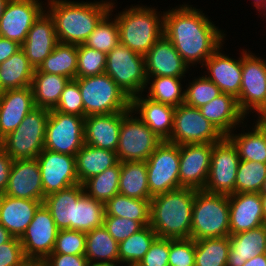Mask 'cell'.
<instances>
[{
	"label": "cell",
	"mask_w": 266,
	"mask_h": 266,
	"mask_svg": "<svg viewBox=\"0 0 266 266\" xmlns=\"http://www.w3.org/2000/svg\"><path fill=\"white\" fill-rule=\"evenodd\" d=\"M200 9L180 5L163 13L164 35L189 66L205 61L223 44V34Z\"/></svg>",
	"instance_id": "obj_1"
},
{
	"label": "cell",
	"mask_w": 266,
	"mask_h": 266,
	"mask_svg": "<svg viewBox=\"0 0 266 266\" xmlns=\"http://www.w3.org/2000/svg\"><path fill=\"white\" fill-rule=\"evenodd\" d=\"M48 12L53 19L60 43L84 44L98 23L110 13L111 1L77 3L49 0ZM50 5V6H49Z\"/></svg>",
	"instance_id": "obj_2"
},
{
	"label": "cell",
	"mask_w": 266,
	"mask_h": 266,
	"mask_svg": "<svg viewBox=\"0 0 266 266\" xmlns=\"http://www.w3.org/2000/svg\"><path fill=\"white\" fill-rule=\"evenodd\" d=\"M197 190L181 187L150 199V226L160 238H190Z\"/></svg>",
	"instance_id": "obj_3"
},
{
	"label": "cell",
	"mask_w": 266,
	"mask_h": 266,
	"mask_svg": "<svg viewBox=\"0 0 266 266\" xmlns=\"http://www.w3.org/2000/svg\"><path fill=\"white\" fill-rule=\"evenodd\" d=\"M155 8L133 6L116 15L119 43L145 55L164 35V16Z\"/></svg>",
	"instance_id": "obj_4"
},
{
	"label": "cell",
	"mask_w": 266,
	"mask_h": 266,
	"mask_svg": "<svg viewBox=\"0 0 266 266\" xmlns=\"http://www.w3.org/2000/svg\"><path fill=\"white\" fill-rule=\"evenodd\" d=\"M230 235L228 195L195 192L190 238H221Z\"/></svg>",
	"instance_id": "obj_5"
},
{
	"label": "cell",
	"mask_w": 266,
	"mask_h": 266,
	"mask_svg": "<svg viewBox=\"0 0 266 266\" xmlns=\"http://www.w3.org/2000/svg\"><path fill=\"white\" fill-rule=\"evenodd\" d=\"M84 105V117L131 109V99L106 73L76 78Z\"/></svg>",
	"instance_id": "obj_6"
},
{
	"label": "cell",
	"mask_w": 266,
	"mask_h": 266,
	"mask_svg": "<svg viewBox=\"0 0 266 266\" xmlns=\"http://www.w3.org/2000/svg\"><path fill=\"white\" fill-rule=\"evenodd\" d=\"M49 114L50 110L35 107L14 131L3 138V150L13 160L37 158L44 149Z\"/></svg>",
	"instance_id": "obj_7"
},
{
	"label": "cell",
	"mask_w": 266,
	"mask_h": 266,
	"mask_svg": "<svg viewBox=\"0 0 266 266\" xmlns=\"http://www.w3.org/2000/svg\"><path fill=\"white\" fill-rule=\"evenodd\" d=\"M105 73L132 99L146 89L145 56L118 43L106 55ZM141 92V93H140Z\"/></svg>",
	"instance_id": "obj_8"
},
{
	"label": "cell",
	"mask_w": 266,
	"mask_h": 266,
	"mask_svg": "<svg viewBox=\"0 0 266 266\" xmlns=\"http://www.w3.org/2000/svg\"><path fill=\"white\" fill-rule=\"evenodd\" d=\"M132 113L130 109L122 114L116 150L119 162L146 161L163 141L139 117L134 118Z\"/></svg>",
	"instance_id": "obj_9"
},
{
	"label": "cell",
	"mask_w": 266,
	"mask_h": 266,
	"mask_svg": "<svg viewBox=\"0 0 266 266\" xmlns=\"http://www.w3.org/2000/svg\"><path fill=\"white\" fill-rule=\"evenodd\" d=\"M224 137L199 108L183 103L175 108L173 130L167 141L178 145L217 143Z\"/></svg>",
	"instance_id": "obj_10"
},
{
	"label": "cell",
	"mask_w": 266,
	"mask_h": 266,
	"mask_svg": "<svg viewBox=\"0 0 266 266\" xmlns=\"http://www.w3.org/2000/svg\"><path fill=\"white\" fill-rule=\"evenodd\" d=\"M149 191L152 196L181 188L179 145L162 141L146 160Z\"/></svg>",
	"instance_id": "obj_11"
},
{
	"label": "cell",
	"mask_w": 266,
	"mask_h": 266,
	"mask_svg": "<svg viewBox=\"0 0 266 266\" xmlns=\"http://www.w3.org/2000/svg\"><path fill=\"white\" fill-rule=\"evenodd\" d=\"M84 119L83 116L50 110L44 149L75 156L85 144Z\"/></svg>",
	"instance_id": "obj_12"
},
{
	"label": "cell",
	"mask_w": 266,
	"mask_h": 266,
	"mask_svg": "<svg viewBox=\"0 0 266 266\" xmlns=\"http://www.w3.org/2000/svg\"><path fill=\"white\" fill-rule=\"evenodd\" d=\"M241 54L242 82L238 105L245 116L249 110L261 115L266 110V60L244 49Z\"/></svg>",
	"instance_id": "obj_13"
},
{
	"label": "cell",
	"mask_w": 266,
	"mask_h": 266,
	"mask_svg": "<svg viewBox=\"0 0 266 266\" xmlns=\"http://www.w3.org/2000/svg\"><path fill=\"white\" fill-rule=\"evenodd\" d=\"M239 162L237 150L226 136L214 143L209 175L203 191L213 194H234Z\"/></svg>",
	"instance_id": "obj_14"
},
{
	"label": "cell",
	"mask_w": 266,
	"mask_h": 266,
	"mask_svg": "<svg viewBox=\"0 0 266 266\" xmlns=\"http://www.w3.org/2000/svg\"><path fill=\"white\" fill-rule=\"evenodd\" d=\"M58 231L50 211L42 204L20 238L24 255L31 264L42 263L52 253Z\"/></svg>",
	"instance_id": "obj_15"
},
{
	"label": "cell",
	"mask_w": 266,
	"mask_h": 266,
	"mask_svg": "<svg viewBox=\"0 0 266 266\" xmlns=\"http://www.w3.org/2000/svg\"><path fill=\"white\" fill-rule=\"evenodd\" d=\"M44 198L70 186L79 184L76 159L48 149L38 155Z\"/></svg>",
	"instance_id": "obj_16"
},
{
	"label": "cell",
	"mask_w": 266,
	"mask_h": 266,
	"mask_svg": "<svg viewBox=\"0 0 266 266\" xmlns=\"http://www.w3.org/2000/svg\"><path fill=\"white\" fill-rule=\"evenodd\" d=\"M43 11L39 0H9L0 18V36L22 45Z\"/></svg>",
	"instance_id": "obj_17"
},
{
	"label": "cell",
	"mask_w": 266,
	"mask_h": 266,
	"mask_svg": "<svg viewBox=\"0 0 266 266\" xmlns=\"http://www.w3.org/2000/svg\"><path fill=\"white\" fill-rule=\"evenodd\" d=\"M214 143L179 145L182 187L203 190L208 179Z\"/></svg>",
	"instance_id": "obj_18"
},
{
	"label": "cell",
	"mask_w": 266,
	"mask_h": 266,
	"mask_svg": "<svg viewBox=\"0 0 266 266\" xmlns=\"http://www.w3.org/2000/svg\"><path fill=\"white\" fill-rule=\"evenodd\" d=\"M5 195L44 201L42 179L37 158L13 160Z\"/></svg>",
	"instance_id": "obj_19"
},
{
	"label": "cell",
	"mask_w": 266,
	"mask_h": 266,
	"mask_svg": "<svg viewBox=\"0 0 266 266\" xmlns=\"http://www.w3.org/2000/svg\"><path fill=\"white\" fill-rule=\"evenodd\" d=\"M58 43L53 19L44 10L34 21L21 49L29 63L37 69Z\"/></svg>",
	"instance_id": "obj_20"
},
{
	"label": "cell",
	"mask_w": 266,
	"mask_h": 266,
	"mask_svg": "<svg viewBox=\"0 0 266 266\" xmlns=\"http://www.w3.org/2000/svg\"><path fill=\"white\" fill-rule=\"evenodd\" d=\"M230 234H237L264 225L260 193L228 195Z\"/></svg>",
	"instance_id": "obj_21"
},
{
	"label": "cell",
	"mask_w": 266,
	"mask_h": 266,
	"mask_svg": "<svg viewBox=\"0 0 266 266\" xmlns=\"http://www.w3.org/2000/svg\"><path fill=\"white\" fill-rule=\"evenodd\" d=\"M35 108L31 86L0 93V135L14 131L24 117Z\"/></svg>",
	"instance_id": "obj_22"
},
{
	"label": "cell",
	"mask_w": 266,
	"mask_h": 266,
	"mask_svg": "<svg viewBox=\"0 0 266 266\" xmlns=\"http://www.w3.org/2000/svg\"><path fill=\"white\" fill-rule=\"evenodd\" d=\"M144 56L147 76L184 77L189 68L165 35Z\"/></svg>",
	"instance_id": "obj_23"
},
{
	"label": "cell",
	"mask_w": 266,
	"mask_h": 266,
	"mask_svg": "<svg viewBox=\"0 0 266 266\" xmlns=\"http://www.w3.org/2000/svg\"><path fill=\"white\" fill-rule=\"evenodd\" d=\"M124 112L86 116L84 119V143L116 152Z\"/></svg>",
	"instance_id": "obj_24"
},
{
	"label": "cell",
	"mask_w": 266,
	"mask_h": 266,
	"mask_svg": "<svg viewBox=\"0 0 266 266\" xmlns=\"http://www.w3.org/2000/svg\"><path fill=\"white\" fill-rule=\"evenodd\" d=\"M221 45L204 63L208 74L205 75L215 83L222 93L238 98L242 82V57L234 60L220 52Z\"/></svg>",
	"instance_id": "obj_25"
},
{
	"label": "cell",
	"mask_w": 266,
	"mask_h": 266,
	"mask_svg": "<svg viewBox=\"0 0 266 266\" xmlns=\"http://www.w3.org/2000/svg\"><path fill=\"white\" fill-rule=\"evenodd\" d=\"M175 108L142 97V94L131 99L133 113L140 114L139 118L163 141H167L171 136Z\"/></svg>",
	"instance_id": "obj_26"
},
{
	"label": "cell",
	"mask_w": 266,
	"mask_h": 266,
	"mask_svg": "<svg viewBox=\"0 0 266 266\" xmlns=\"http://www.w3.org/2000/svg\"><path fill=\"white\" fill-rule=\"evenodd\" d=\"M42 201L21 199L0 194V224L13 237L21 238Z\"/></svg>",
	"instance_id": "obj_27"
},
{
	"label": "cell",
	"mask_w": 266,
	"mask_h": 266,
	"mask_svg": "<svg viewBox=\"0 0 266 266\" xmlns=\"http://www.w3.org/2000/svg\"><path fill=\"white\" fill-rule=\"evenodd\" d=\"M199 110L224 136L230 134L239 123H244L245 115L239 108L237 98L231 94L222 93Z\"/></svg>",
	"instance_id": "obj_28"
},
{
	"label": "cell",
	"mask_w": 266,
	"mask_h": 266,
	"mask_svg": "<svg viewBox=\"0 0 266 266\" xmlns=\"http://www.w3.org/2000/svg\"><path fill=\"white\" fill-rule=\"evenodd\" d=\"M227 266H243L258 254L266 253V225L229 235Z\"/></svg>",
	"instance_id": "obj_29"
},
{
	"label": "cell",
	"mask_w": 266,
	"mask_h": 266,
	"mask_svg": "<svg viewBox=\"0 0 266 266\" xmlns=\"http://www.w3.org/2000/svg\"><path fill=\"white\" fill-rule=\"evenodd\" d=\"M76 171L80 184L115 166L119 161L115 151L84 144L75 155Z\"/></svg>",
	"instance_id": "obj_30"
},
{
	"label": "cell",
	"mask_w": 266,
	"mask_h": 266,
	"mask_svg": "<svg viewBox=\"0 0 266 266\" xmlns=\"http://www.w3.org/2000/svg\"><path fill=\"white\" fill-rule=\"evenodd\" d=\"M83 184H76L44 198L43 204L50 211L59 230L71 229L74 222V204L84 194Z\"/></svg>",
	"instance_id": "obj_31"
},
{
	"label": "cell",
	"mask_w": 266,
	"mask_h": 266,
	"mask_svg": "<svg viewBox=\"0 0 266 266\" xmlns=\"http://www.w3.org/2000/svg\"><path fill=\"white\" fill-rule=\"evenodd\" d=\"M35 68L22 49L0 64V93L31 86Z\"/></svg>",
	"instance_id": "obj_32"
},
{
	"label": "cell",
	"mask_w": 266,
	"mask_h": 266,
	"mask_svg": "<svg viewBox=\"0 0 266 266\" xmlns=\"http://www.w3.org/2000/svg\"><path fill=\"white\" fill-rule=\"evenodd\" d=\"M119 243L108 233L104 225L86 233L85 257L89 264H113L119 262Z\"/></svg>",
	"instance_id": "obj_33"
},
{
	"label": "cell",
	"mask_w": 266,
	"mask_h": 266,
	"mask_svg": "<svg viewBox=\"0 0 266 266\" xmlns=\"http://www.w3.org/2000/svg\"><path fill=\"white\" fill-rule=\"evenodd\" d=\"M69 80L65 76L39 72L35 69L31 84L35 107L54 109Z\"/></svg>",
	"instance_id": "obj_34"
},
{
	"label": "cell",
	"mask_w": 266,
	"mask_h": 266,
	"mask_svg": "<svg viewBox=\"0 0 266 266\" xmlns=\"http://www.w3.org/2000/svg\"><path fill=\"white\" fill-rule=\"evenodd\" d=\"M235 146L240 160L266 163V127L258 120L252 131L226 136Z\"/></svg>",
	"instance_id": "obj_35"
},
{
	"label": "cell",
	"mask_w": 266,
	"mask_h": 266,
	"mask_svg": "<svg viewBox=\"0 0 266 266\" xmlns=\"http://www.w3.org/2000/svg\"><path fill=\"white\" fill-rule=\"evenodd\" d=\"M119 194L130 198L150 200L146 161L121 162Z\"/></svg>",
	"instance_id": "obj_36"
},
{
	"label": "cell",
	"mask_w": 266,
	"mask_h": 266,
	"mask_svg": "<svg viewBox=\"0 0 266 266\" xmlns=\"http://www.w3.org/2000/svg\"><path fill=\"white\" fill-rule=\"evenodd\" d=\"M77 60V45L59 42L39 65L37 70L39 72L65 76L72 80L76 79Z\"/></svg>",
	"instance_id": "obj_37"
},
{
	"label": "cell",
	"mask_w": 266,
	"mask_h": 266,
	"mask_svg": "<svg viewBox=\"0 0 266 266\" xmlns=\"http://www.w3.org/2000/svg\"><path fill=\"white\" fill-rule=\"evenodd\" d=\"M105 215L128 218L140 222L144 227L150 225V200L115 195L105 204Z\"/></svg>",
	"instance_id": "obj_38"
},
{
	"label": "cell",
	"mask_w": 266,
	"mask_h": 266,
	"mask_svg": "<svg viewBox=\"0 0 266 266\" xmlns=\"http://www.w3.org/2000/svg\"><path fill=\"white\" fill-rule=\"evenodd\" d=\"M104 216V203L84 193L74 204V222H71V229L88 233L103 225Z\"/></svg>",
	"instance_id": "obj_39"
},
{
	"label": "cell",
	"mask_w": 266,
	"mask_h": 266,
	"mask_svg": "<svg viewBox=\"0 0 266 266\" xmlns=\"http://www.w3.org/2000/svg\"><path fill=\"white\" fill-rule=\"evenodd\" d=\"M157 237L150 225L130 235L118 245L119 263H125L124 266L137 265Z\"/></svg>",
	"instance_id": "obj_40"
},
{
	"label": "cell",
	"mask_w": 266,
	"mask_h": 266,
	"mask_svg": "<svg viewBox=\"0 0 266 266\" xmlns=\"http://www.w3.org/2000/svg\"><path fill=\"white\" fill-rule=\"evenodd\" d=\"M120 174L121 162H118L115 166L86 180L83 183L84 192L105 204L109 199L119 194Z\"/></svg>",
	"instance_id": "obj_41"
},
{
	"label": "cell",
	"mask_w": 266,
	"mask_h": 266,
	"mask_svg": "<svg viewBox=\"0 0 266 266\" xmlns=\"http://www.w3.org/2000/svg\"><path fill=\"white\" fill-rule=\"evenodd\" d=\"M229 236L195 240V266H227Z\"/></svg>",
	"instance_id": "obj_42"
},
{
	"label": "cell",
	"mask_w": 266,
	"mask_h": 266,
	"mask_svg": "<svg viewBox=\"0 0 266 266\" xmlns=\"http://www.w3.org/2000/svg\"><path fill=\"white\" fill-rule=\"evenodd\" d=\"M153 78L152 83L149 82ZM151 84L147 97L155 102L169 104L174 107L185 102V91L182 92L181 79L183 77L147 76Z\"/></svg>",
	"instance_id": "obj_43"
},
{
	"label": "cell",
	"mask_w": 266,
	"mask_h": 266,
	"mask_svg": "<svg viewBox=\"0 0 266 266\" xmlns=\"http://www.w3.org/2000/svg\"><path fill=\"white\" fill-rule=\"evenodd\" d=\"M266 178V163L240 160L235 193H260Z\"/></svg>",
	"instance_id": "obj_44"
},
{
	"label": "cell",
	"mask_w": 266,
	"mask_h": 266,
	"mask_svg": "<svg viewBox=\"0 0 266 266\" xmlns=\"http://www.w3.org/2000/svg\"><path fill=\"white\" fill-rule=\"evenodd\" d=\"M113 5L112 2L110 13L98 23L84 43L87 47L104 52L106 55L119 43V28L116 18L113 21L109 18L114 9Z\"/></svg>",
	"instance_id": "obj_45"
},
{
	"label": "cell",
	"mask_w": 266,
	"mask_h": 266,
	"mask_svg": "<svg viewBox=\"0 0 266 266\" xmlns=\"http://www.w3.org/2000/svg\"><path fill=\"white\" fill-rule=\"evenodd\" d=\"M77 74L76 78L95 76L105 73L106 54L99 50L77 45Z\"/></svg>",
	"instance_id": "obj_46"
},
{
	"label": "cell",
	"mask_w": 266,
	"mask_h": 266,
	"mask_svg": "<svg viewBox=\"0 0 266 266\" xmlns=\"http://www.w3.org/2000/svg\"><path fill=\"white\" fill-rule=\"evenodd\" d=\"M185 91V104L191 107L200 108L212 99L216 98L222 91L205 75L189 83Z\"/></svg>",
	"instance_id": "obj_47"
},
{
	"label": "cell",
	"mask_w": 266,
	"mask_h": 266,
	"mask_svg": "<svg viewBox=\"0 0 266 266\" xmlns=\"http://www.w3.org/2000/svg\"><path fill=\"white\" fill-rule=\"evenodd\" d=\"M86 233L62 229L58 231L55 245L51 254H85Z\"/></svg>",
	"instance_id": "obj_48"
},
{
	"label": "cell",
	"mask_w": 266,
	"mask_h": 266,
	"mask_svg": "<svg viewBox=\"0 0 266 266\" xmlns=\"http://www.w3.org/2000/svg\"><path fill=\"white\" fill-rule=\"evenodd\" d=\"M169 266H195V240L169 238Z\"/></svg>",
	"instance_id": "obj_49"
},
{
	"label": "cell",
	"mask_w": 266,
	"mask_h": 266,
	"mask_svg": "<svg viewBox=\"0 0 266 266\" xmlns=\"http://www.w3.org/2000/svg\"><path fill=\"white\" fill-rule=\"evenodd\" d=\"M52 110L84 117V105L81 92L78 82L75 79L69 80L66 84L57 106Z\"/></svg>",
	"instance_id": "obj_50"
},
{
	"label": "cell",
	"mask_w": 266,
	"mask_h": 266,
	"mask_svg": "<svg viewBox=\"0 0 266 266\" xmlns=\"http://www.w3.org/2000/svg\"><path fill=\"white\" fill-rule=\"evenodd\" d=\"M103 225L118 243L144 228L138 221L110 215L104 216Z\"/></svg>",
	"instance_id": "obj_51"
},
{
	"label": "cell",
	"mask_w": 266,
	"mask_h": 266,
	"mask_svg": "<svg viewBox=\"0 0 266 266\" xmlns=\"http://www.w3.org/2000/svg\"><path fill=\"white\" fill-rule=\"evenodd\" d=\"M20 238L12 237L8 242L0 245V266H29Z\"/></svg>",
	"instance_id": "obj_52"
},
{
	"label": "cell",
	"mask_w": 266,
	"mask_h": 266,
	"mask_svg": "<svg viewBox=\"0 0 266 266\" xmlns=\"http://www.w3.org/2000/svg\"><path fill=\"white\" fill-rule=\"evenodd\" d=\"M169 238L157 237L143 259L137 264L139 266H169Z\"/></svg>",
	"instance_id": "obj_53"
},
{
	"label": "cell",
	"mask_w": 266,
	"mask_h": 266,
	"mask_svg": "<svg viewBox=\"0 0 266 266\" xmlns=\"http://www.w3.org/2000/svg\"><path fill=\"white\" fill-rule=\"evenodd\" d=\"M41 266H89L85 255L50 254Z\"/></svg>",
	"instance_id": "obj_54"
},
{
	"label": "cell",
	"mask_w": 266,
	"mask_h": 266,
	"mask_svg": "<svg viewBox=\"0 0 266 266\" xmlns=\"http://www.w3.org/2000/svg\"><path fill=\"white\" fill-rule=\"evenodd\" d=\"M13 159L2 149L0 150V194H4L8 182Z\"/></svg>",
	"instance_id": "obj_55"
},
{
	"label": "cell",
	"mask_w": 266,
	"mask_h": 266,
	"mask_svg": "<svg viewBox=\"0 0 266 266\" xmlns=\"http://www.w3.org/2000/svg\"><path fill=\"white\" fill-rule=\"evenodd\" d=\"M21 49V45L0 36V64Z\"/></svg>",
	"instance_id": "obj_56"
},
{
	"label": "cell",
	"mask_w": 266,
	"mask_h": 266,
	"mask_svg": "<svg viewBox=\"0 0 266 266\" xmlns=\"http://www.w3.org/2000/svg\"><path fill=\"white\" fill-rule=\"evenodd\" d=\"M266 265V253L258 254L255 257L249 259L243 266H265Z\"/></svg>",
	"instance_id": "obj_57"
},
{
	"label": "cell",
	"mask_w": 266,
	"mask_h": 266,
	"mask_svg": "<svg viewBox=\"0 0 266 266\" xmlns=\"http://www.w3.org/2000/svg\"><path fill=\"white\" fill-rule=\"evenodd\" d=\"M12 237L10 232L0 224V245L8 242Z\"/></svg>",
	"instance_id": "obj_58"
},
{
	"label": "cell",
	"mask_w": 266,
	"mask_h": 266,
	"mask_svg": "<svg viewBox=\"0 0 266 266\" xmlns=\"http://www.w3.org/2000/svg\"><path fill=\"white\" fill-rule=\"evenodd\" d=\"M262 200L264 224L266 225V194H260Z\"/></svg>",
	"instance_id": "obj_59"
},
{
	"label": "cell",
	"mask_w": 266,
	"mask_h": 266,
	"mask_svg": "<svg viewBox=\"0 0 266 266\" xmlns=\"http://www.w3.org/2000/svg\"><path fill=\"white\" fill-rule=\"evenodd\" d=\"M9 0H0V18L3 15L6 4Z\"/></svg>",
	"instance_id": "obj_60"
},
{
	"label": "cell",
	"mask_w": 266,
	"mask_h": 266,
	"mask_svg": "<svg viewBox=\"0 0 266 266\" xmlns=\"http://www.w3.org/2000/svg\"><path fill=\"white\" fill-rule=\"evenodd\" d=\"M266 0H254V6L259 10H261Z\"/></svg>",
	"instance_id": "obj_61"
},
{
	"label": "cell",
	"mask_w": 266,
	"mask_h": 266,
	"mask_svg": "<svg viewBox=\"0 0 266 266\" xmlns=\"http://www.w3.org/2000/svg\"><path fill=\"white\" fill-rule=\"evenodd\" d=\"M259 120L266 127V110L258 117Z\"/></svg>",
	"instance_id": "obj_62"
},
{
	"label": "cell",
	"mask_w": 266,
	"mask_h": 266,
	"mask_svg": "<svg viewBox=\"0 0 266 266\" xmlns=\"http://www.w3.org/2000/svg\"><path fill=\"white\" fill-rule=\"evenodd\" d=\"M119 262L113 264H89V266H119Z\"/></svg>",
	"instance_id": "obj_63"
},
{
	"label": "cell",
	"mask_w": 266,
	"mask_h": 266,
	"mask_svg": "<svg viewBox=\"0 0 266 266\" xmlns=\"http://www.w3.org/2000/svg\"><path fill=\"white\" fill-rule=\"evenodd\" d=\"M260 194H266V178L264 180V184H263V187H262V189L260 191Z\"/></svg>",
	"instance_id": "obj_64"
},
{
	"label": "cell",
	"mask_w": 266,
	"mask_h": 266,
	"mask_svg": "<svg viewBox=\"0 0 266 266\" xmlns=\"http://www.w3.org/2000/svg\"><path fill=\"white\" fill-rule=\"evenodd\" d=\"M3 149V137L0 135V150Z\"/></svg>",
	"instance_id": "obj_65"
},
{
	"label": "cell",
	"mask_w": 266,
	"mask_h": 266,
	"mask_svg": "<svg viewBox=\"0 0 266 266\" xmlns=\"http://www.w3.org/2000/svg\"><path fill=\"white\" fill-rule=\"evenodd\" d=\"M262 9H264V12H265V10H266V1H265L264 5L262 6ZM265 15H266V12H265L264 16Z\"/></svg>",
	"instance_id": "obj_66"
},
{
	"label": "cell",
	"mask_w": 266,
	"mask_h": 266,
	"mask_svg": "<svg viewBox=\"0 0 266 266\" xmlns=\"http://www.w3.org/2000/svg\"><path fill=\"white\" fill-rule=\"evenodd\" d=\"M29 266H41L40 264H30Z\"/></svg>",
	"instance_id": "obj_67"
}]
</instances>
